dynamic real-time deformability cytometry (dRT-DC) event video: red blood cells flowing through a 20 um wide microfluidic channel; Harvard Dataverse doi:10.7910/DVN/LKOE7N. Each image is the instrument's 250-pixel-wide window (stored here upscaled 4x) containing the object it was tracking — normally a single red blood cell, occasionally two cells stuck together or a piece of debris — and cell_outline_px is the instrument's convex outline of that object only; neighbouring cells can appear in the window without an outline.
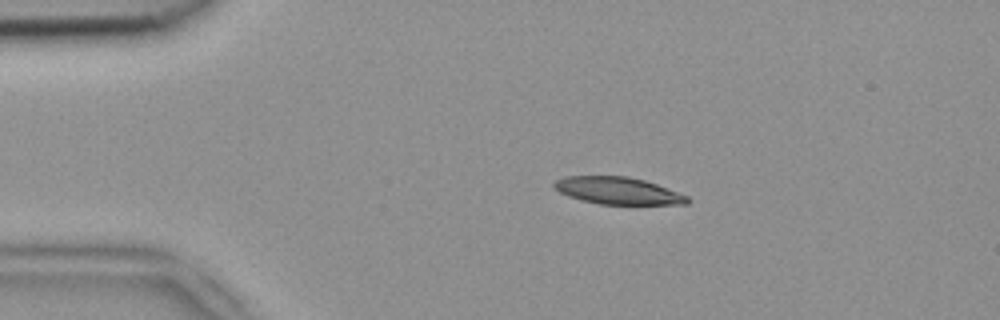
{"species": "common noctule bat (a hibernating species)", "species_latin": "Nyctalus noctula", "temperature_condition": "room temperature", "stored_images_in_passage": 42, "camera_frame_rate_fps": 3000, "um_per_image_px": 0.085, "animal": {"sex": "female", "body_mass_g": 18.4}, "frame": {"image": 1, "passage_image": 1, "time_ms": 0.0, "image_size_px": [1000, 320], "cell_outline_px": [[688, 204], [600, 204], [568, 196], [552, 188], [552, 184], [556, 180], [564, 176], [628, 176], [644, 180], [656, 184], [688, 196]], "centroid_in_image_um": [52.48, 16.2], "position_along_channel_um": 32.5, "area_um2": 20.92}}
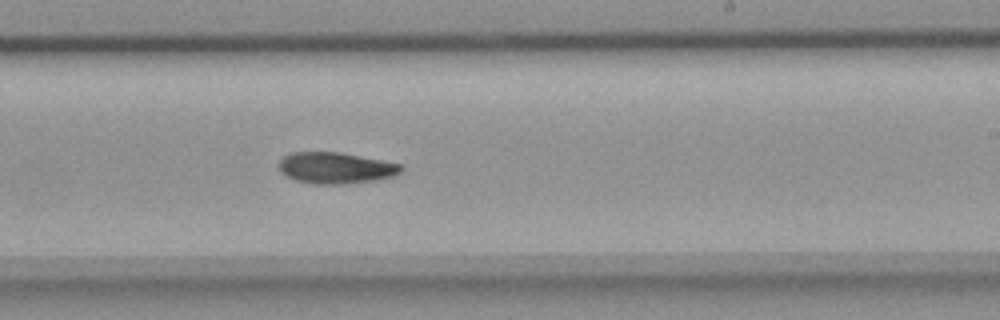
{"frame": {"image": 2, "passage_image": 22, "time_ms": 7.0, "image_size_px": [1000, 320], "cell_outline_px": [[404, 168], [400, 172], [392, 176], [376, 180], [340, 184], [312, 184], [296, 180], [280, 172], [280, 160], [284, 156], [292, 152], [340, 152], [404, 164]], "centroid_in_image_um": [28.56, 14.27], "position_along_channel_um": 260.4, "area_um2": 22.25}}
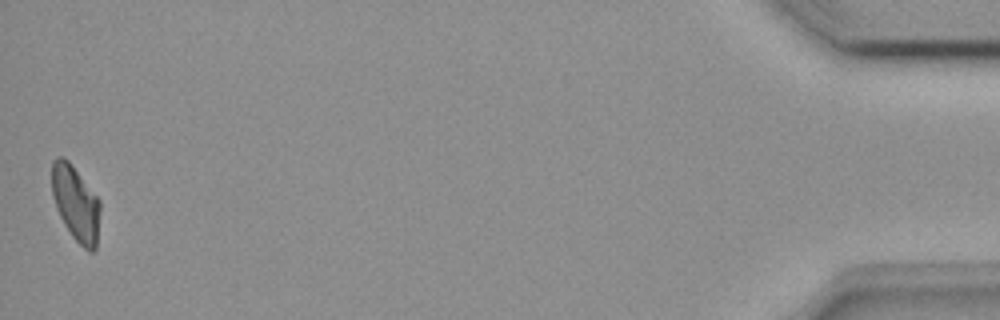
{"frame": {"image": 3, "passage_image": 42, "time_ms": 13.667, "image_size_px": [1000, 320], "cell_outline_px": [[100, 208], [96, 248], [92, 252], [88, 252], [72, 236], [64, 224], [56, 208], [52, 196], [52, 160], [56, 156], [64, 156], [68, 160], [100, 200]], "centroid_in_image_um": [6.43, 17.27], "position_along_channel_um": 428.8, "area_um2": 21.15}, "authors_computed_cell_mechanics": {"area_um2": 22.2819, "velocity_mm_per_s": 3.9214, "shape_relaxation_time_tau1_ms": 4.9711, "shape_relaxation_time_tau2_ms": null, "deformation_change_tau1": 0.1563, "deformation_change_tau2": null}}